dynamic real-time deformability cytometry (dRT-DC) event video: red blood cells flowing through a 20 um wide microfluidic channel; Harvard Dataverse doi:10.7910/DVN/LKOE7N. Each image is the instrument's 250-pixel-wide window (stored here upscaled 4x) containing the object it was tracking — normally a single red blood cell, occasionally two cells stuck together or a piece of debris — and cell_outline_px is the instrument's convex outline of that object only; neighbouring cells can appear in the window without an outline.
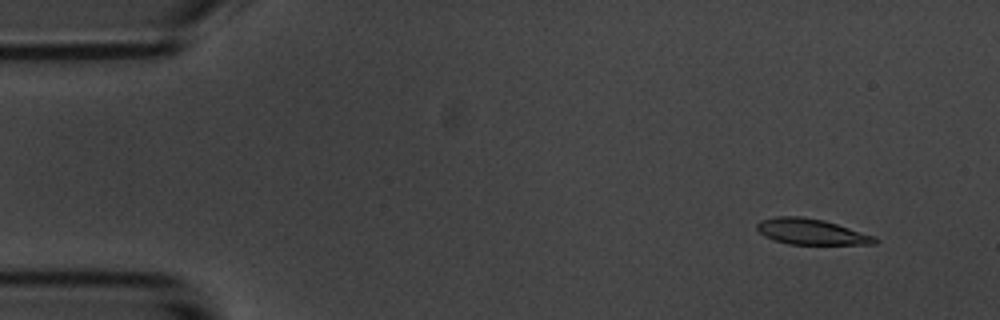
{"species": "common noctule bat (a hibernating species)", "species_latin": "Nyctalus noctula", "temperature_condition": "room temperature", "stored_images_in_passage": 4, "camera_frame_rate_fps": 3000, "um_per_image_px": 0.085, "animal": {"sex": "male", "body_mass_g": 20.1, "forearm_length_mm": 53.5}, "frame": {"image": 1, "passage_image": 1, "time_ms": 0.0, "image_size_px": [1000, 320], "cell_outline_px": [[880, 240], [876, 244], [788, 244], [764, 236], [756, 228], [756, 224], [760, 220], [776, 216], [800, 216], [824, 220], [876, 236]], "centroid_in_image_um": [68.97, 19.69], "position_along_channel_um": 16.0, "area_um2": 17.74}}
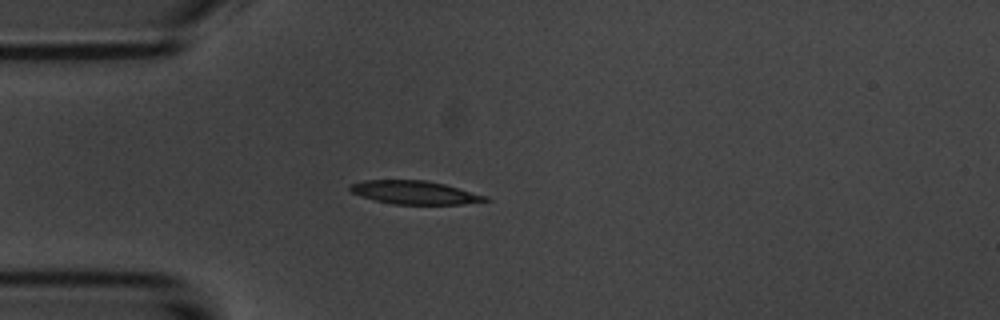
{"frame": {"image": 2, "passage_image": 4, "time_ms": 3.333, "image_size_px": [1000, 320], "cell_outline_px": [[492, 200], [464, 204], [392, 204], [360, 196], [352, 192], [348, 188], [352, 184], [364, 180], [424, 180], [444, 184], [488, 196]], "centroid_in_image_um": [35.27, 16.36], "position_along_channel_um": 49.7, "area_um2": 18.32}}